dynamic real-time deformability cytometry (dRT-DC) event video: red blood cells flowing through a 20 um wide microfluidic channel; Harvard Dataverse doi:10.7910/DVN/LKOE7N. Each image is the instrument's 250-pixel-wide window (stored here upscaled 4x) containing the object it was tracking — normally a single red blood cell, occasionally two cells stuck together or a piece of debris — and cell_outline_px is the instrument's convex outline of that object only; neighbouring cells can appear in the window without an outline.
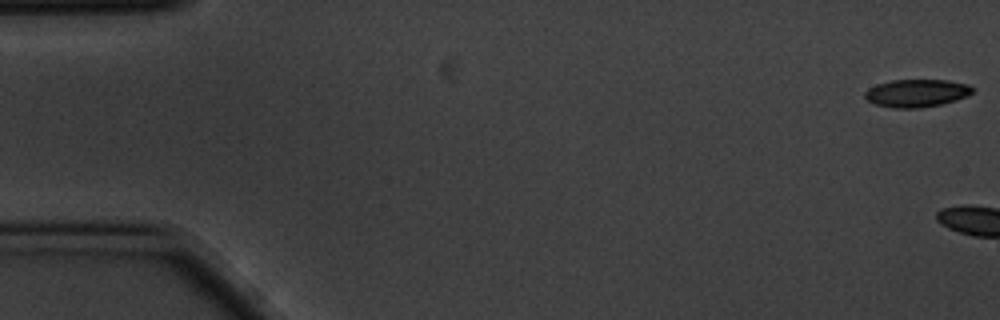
{"species": "common noctule bat (a hibernating species)", "species_latin": "Nyctalus noctula", "temperature_condition": "cold", "stored_images_in_passage": 6, "camera_frame_rate_fps": 3000, "um_per_image_px": 0.085, "animal": {"sex": "male", "body_mass_g": 20.1, "forearm_length_mm": 53.5}, "frame": {"image": 1, "passage_image": 1, "time_ms": 0.0, "image_size_px": [1000, 320], "cell_outline_px": [[972, 92], [968, 96], [956, 100], [940, 104], [920, 108], [892, 108], [876, 104], [868, 100], [864, 96], [864, 92], [868, 88], [876, 84], [892, 80], [948, 80], [968, 84], [972, 88]], "centroid_in_image_um": [77.89, 7.91], "position_along_channel_um": 7.1, "area_um2": 17.4}}
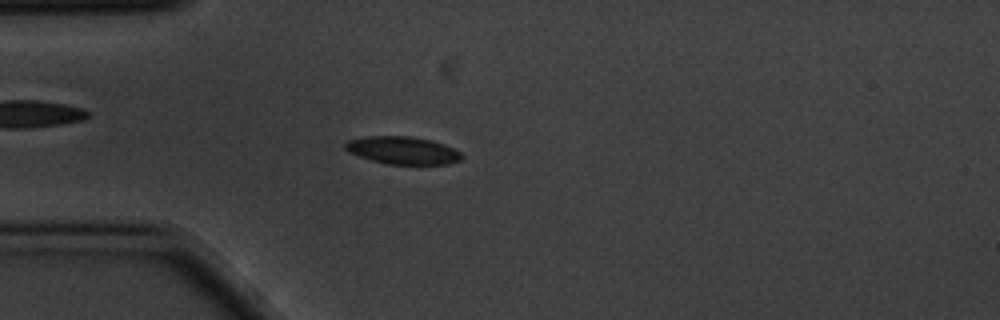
{"frame": {"image": 2, "passage_image": 6, "time_ms": 1.667, "image_size_px": [1000, 320], "cell_outline_px": [[464, 156], [460, 160], [448, 164], [384, 164], [348, 152], [344, 148], [344, 144], [348, 140], [368, 136], [412, 136], [432, 140], [444, 144], [460, 152]], "centroid_in_image_um": [34.23, 12.78], "position_along_channel_um": 50.8, "area_um2": 18.79}}